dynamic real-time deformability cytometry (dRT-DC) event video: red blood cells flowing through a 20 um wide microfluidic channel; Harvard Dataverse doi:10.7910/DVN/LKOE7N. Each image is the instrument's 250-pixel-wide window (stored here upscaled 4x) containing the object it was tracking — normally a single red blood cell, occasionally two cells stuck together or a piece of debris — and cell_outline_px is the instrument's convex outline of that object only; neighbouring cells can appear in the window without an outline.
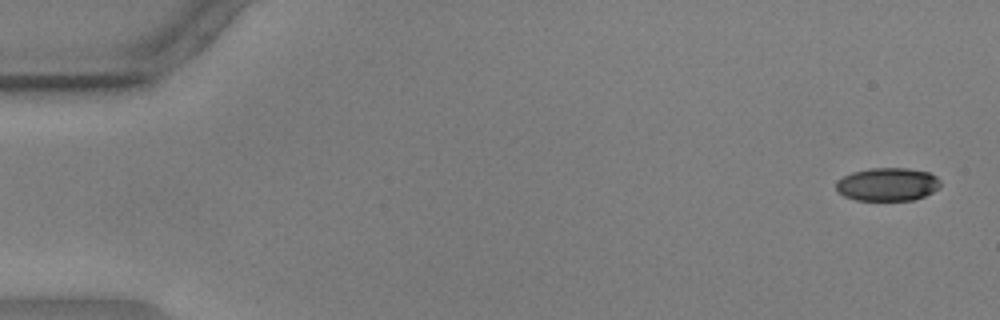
{"species": "common noctule bat (a hibernating species)", "species_latin": "Nyctalus noctula", "temperature_condition": "warm", "stored_images_in_passage": 55, "camera_frame_rate_fps": 3000, "um_per_image_px": 0.085, "animal": {"sex": "male", "body_mass_g": 17.9, "forearm_length_mm": 54.2}, "frame": {"image": 1, "passage_image": 1, "time_ms": 0.0, "image_size_px": [1000, 320], "cell_outline_px": [[940, 188], [924, 196], [912, 200], [856, 200], [844, 196], [836, 192], [836, 180], [852, 172], [868, 168], [908, 168], [928, 172], [936, 176], [940, 180]], "centroid_in_image_um": [75.42, 15.66], "position_along_channel_um": 9.6, "area_um2": 20.35}}
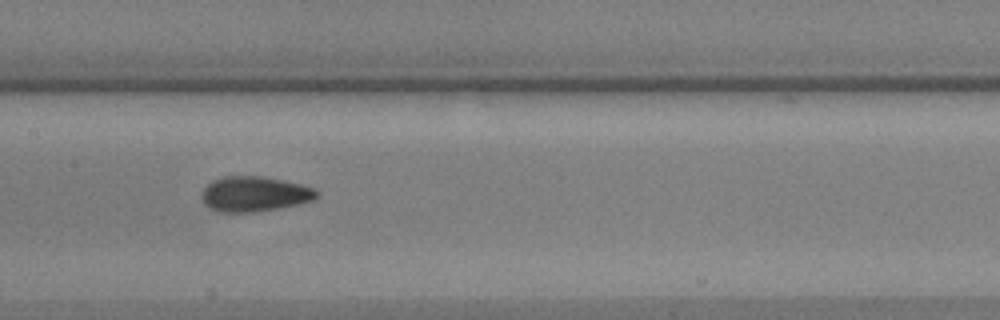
{"frame": {"image": 2, "passage_image": 27, "time_ms": 8.667, "image_size_px": [1000, 320], "cell_outline_px": [[320, 196], [312, 200], [300, 204], [280, 208], [252, 212], [220, 212], [204, 204], [200, 196], [200, 192], [212, 180], [224, 176], [260, 176], [300, 184], [316, 188], [320, 192]], "centroid_in_image_um": [21.64, 16.49], "position_along_channel_um": 185.8, "area_um2": 23.7}}
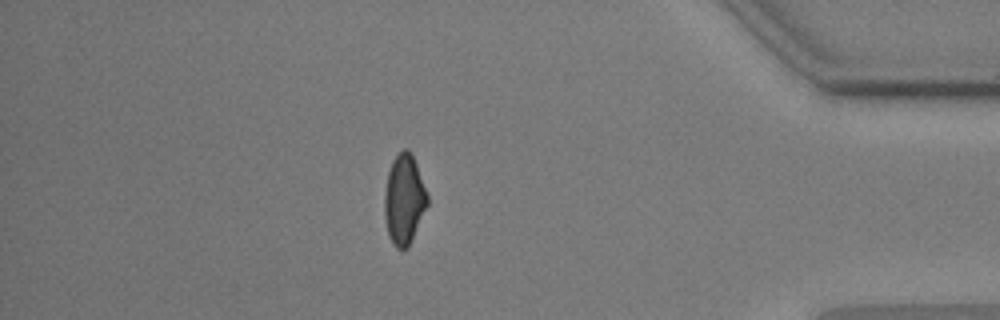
{"frame": {"image": 3, "passage_image": 48, "time_ms": 15.667, "image_size_px": [1000, 320], "cell_outline_px": [[428, 204], [408, 248], [400, 252], [392, 244], [388, 236], [384, 216], [384, 196], [388, 172], [392, 160], [404, 148], [408, 148], [412, 152], [428, 196]], "centroid_in_image_um": [34.34, 16.98], "position_along_channel_um": 400.9, "area_um2": 22.72}, "authors_computed_cell_mechanics": {"area_um2": 22.7154, "velocity_mm_per_s": 3.597, "shape_relaxation_time_tau1_ms": 7.8871, "shape_relaxation_time_tau2_ms": 1.8124, "deformation_change_tau1": 0.1597, "deformation_change_tau2": 0.0714}}